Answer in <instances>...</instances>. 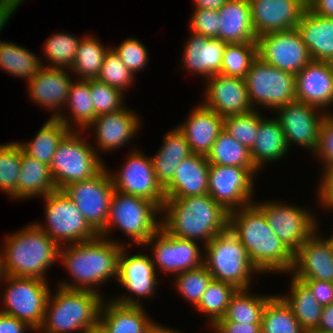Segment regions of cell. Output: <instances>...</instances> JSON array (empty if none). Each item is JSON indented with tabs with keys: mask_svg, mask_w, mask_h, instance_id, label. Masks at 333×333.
<instances>
[{
	"mask_svg": "<svg viewBox=\"0 0 333 333\" xmlns=\"http://www.w3.org/2000/svg\"><path fill=\"white\" fill-rule=\"evenodd\" d=\"M228 228L243 244L251 263L261 274H289L293 254L272 231L264 212L255 202L229 212Z\"/></svg>",
	"mask_w": 333,
	"mask_h": 333,
	"instance_id": "1",
	"label": "cell"
},
{
	"mask_svg": "<svg viewBox=\"0 0 333 333\" xmlns=\"http://www.w3.org/2000/svg\"><path fill=\"white\" fill-rule=\"evenodd\" d=\"M123 245L119 241L98 235L89 241L61 246L59 260L73 279L58 285L99 293V284L106 283L111 278H116L117 281L118 258Z\"/></svg>",
	"mask_w": 333,
	"mask_h": 333,
	"instance_id": "2",
	"label": "cell"
},
{
	"mask_svg": "<svg viewBox=\"0 0 333 333\" xmlns=\"http://www.w3.org/2000/svg\"><path fill=\"white\" fill-rule=\"evenodd\" d=\"M161 214V226L170 235L195 242L203 240L204 247L229 225V212L209 194L166 198Z\"/></svg>",
	"mask_w": 333,
	"mask_h": 333,
	"instance_id": "3",
	"label": "cell"
},
{
	"mask_svg": "<svg viewBox=\"0 0 333 333\" xmlns=\"http://www.w3.org/2000/svg\"><path fill=\"white\" fill-rule=\"evenodd\" d=\"M4 242L0 251H4L3 267L8 276L46 280V270L59 260L60 247L34 222L7 235Z\"/></svg>",
	"mask_w": 333,
	"mask_h": 333,
	"instance_id": "4",
	"label": "cell"
},
{
	"mask_svg": "<svg viewBox=\"0 0 333 333\" xmlns=\"http://www.w3.org/2000/svg\"><path fill=\"white\" fill-rule=\"evenodd\" d=\"M50 291L40 333H87L99 326L101 293L57 287Z\"/></svg>",
	"mask_w": 333,
	"mask_h": 333,
	"instance_id": "5",
	"label": "cell"
},
{
	"mask_svg": "<svg viewBox=\"0 0 333 333\" xmlns=\"http://www.w3.org/2000/svg\"><path fill=\"white\" fill-rule=\"evenodd\" d=\"M158 214L161 215V209L153 201L114 190L107 224L99 235L111 240L110 231L115 227L132 243L143 246L161 227Z\"/></svg>",
	"mask_w": 333,
	"mask_h": 333,
	"instance_id": "6",
	"label": "cell"
},
{
	"mask_svg": "<svg viewBox=\"0 0 333 333\" xmlns=\"http://www.w3.org/2000/svg\"><path fill=\"white\" fill-rule=\"evenodd\" d=\"M204 248L203 265L213 280L230 283L237 289L251 288L252 274L260 272L251 263L243 244L229 228L215 236Z\"/></svg>",
	"mask_w": 333,
	"mask_h": 333,
	"instance_id": "7",
	"label": "cell"
},
{
	"mask_svg": "<svg viewBox=\"0 0 333 333\" xmlns=\"http://www.w3.org/2000/svg\"><path fill=\"white\" fill-rule=\"evenodd\" d=\"M79 134L77 130H71L52 157L50 172L57 190L88 180L106 167L94 147Z\"/></svg>",
	"mask_w": 333,
	"mask_h": 333,
	"instance_id": "8",
	"label": "cell"
},
{
	"mask_svg": "<svg viewBox=\"0 0 333 333\" xmlns=\"http://www.w3.org/2000/svg\"><path fill=\"white\" fill-rule=\"evenodd\" d=\"M42 198L45 202V226L34 223L59 247L65 246L68 242L70 245L89 241L99 235L62 190H56Z\"/></svg>",
	"mask_w": 333,
	"mask_h": 333,
	"instance_id": "9",
	"label": "cell"
},
{
	"mask_svg": "<svg viewBox=\"0 0 333 333\" xmlns=\"http://www.w3.org/2000/svg\"><path fill=\"white\" fill-rule=\"evenodd\" d=\"M2 281L7 283V288L1 299L5 307L0 312L14 316L37 332L42 325L50 295L48 282L34 277L8 275Z\"/></svg>",
	"mask_w": 333,
	"mask_h": 333,
	"instance_id": "10",
	"label": "cell"
},
{
	"mask_svg": "<svg viewBox=\"0 0 333 333\" xmlns=\"http://www.w3.org/2000/svg\"><path fill=\"white\" fill-rule=\"evenodd\" d=\"M249 102L277 109L296 100V75L280 70L257 57L244 77Z\"/></svg>",
	"mask_w": 333,
	"mask_h": 333,
	"instance_id": "11",
	"label": "cell"
},
{
	"mask_svg": "<svg viewBox=\"0 0 333 333\" xmlns=\"http://www.w3.org/2000/svg\"><path fill=\"white\" fill-rule=\"evenodd\" d=\"M108 168L96 176L64 187L62 191L77 206L89 225L100 234L106 227L114 185Z\"/></svg>",
	"mask_w": 333,
	"mask_h": 333,
	"instance_id": "12",
	"label": "cell"
},
{
	"mask_svg": "<svg viewBox=\"0 0 333 333\" xmlns=\"http://www.w3.org/2000/svg\"><path fill=\"white\" fill-rule=\"evenodd\" d=\"M255 204L264 212L268 225L292 254L318 230L315 216L304 207L277 201Z\"/></svg>",
	"mask_w": 333,
	"mask_h": 333,
	"instance_id": "13",
	"label": "cell"
},
{
	"mask_svg": "<svg viewBox=\"0 0 333 333\" xmlns=\"http://www.w3.org/2000/svg\"><path fill=\"white\" fill-rule=\"evenodd\" d=\"M256 43L262 61L293 75L312 60L296 28L263 34Z\"/></svg>",
	"mask_w": 333,
	"mask_h": 333,
	"instance_id": "14",
	"label": "cell"
},
{
	"mask_svg": "<svg viewBox=\"0 0 333 333\" xmlns=\"http://www.w3.org/2000/svg\"><path fill=\"white\" fill-rule=\"evenodd\" d=\"M254 175L237 166L209 165L208 194L228 212L254 203Z\"/></svg>",
	"mask_w": 333,
	"mask_h": 333,
	"instance_id": "15",
	"label": "cell"
},
{
	"mask_svg": "<svg viewBox=\"0 0 333 333\" xmlns=\"http://www.w3.org/2000/svg\"><path fill=\"white\" fill-rule=\"evenodd\" d=\"M151 246L155 270L177 275L203 265V254L198 243L170 235L162 226L143 245ZM153 246V247H152Z\"/></svg>",
	"mask_w": 333,
	"mask_h": 333,
	"instance_id": "16",
	"label": "cell"
},
{
	"mask_svg": "<svg viewBox=\"0 0 333 333\" xmlns=\"http://www.w3.org/2000/svg\"><path fill=\"white\" fill-rule=\"evenodd\" d=\"M131 151L120 171L110 173L115 190L151 200L162 209L166 198L156 180L151 157L137 148Z\"/></svg>",
	"mask_w": 333,
	"mask_h": 333,
	"instance_id": "17",
	"label": "cell"
},
{
	"mask_svg": "<svg viewBox=\"0 0 333 333\" xmlns=\"http://www.w3.org/2000/svg\"><path fill=\"white\" fill-rule=\"evenodd\" d=\"M275 111L277 115L274 118L285 134L288 147L295 143L314 154L318 147L320 126L326 113L297 100L280 106Z\"/></svg>",
	"mask_w": 333,
	"mask_h": 333,
	"instance_id": "18",
	"label": "cell"
},
{
	"mask_svg": "<svg viewBox=\"0 0 333 333\" xmlns=\"http://www.w3.org/2000/svg\"><path fill=\"white\" fill-rule=\"evenodd\" d=\"M126 249L127 247L124 245L119 254L117 281L121 287L123 286L125 290L129 291V294L111 299L124 305H141L140 297L145 299L154 296L158 276H156V270L149 255L140 253L129 256Z\"/></svg>",
	"mask_w": 333,
	"mask_h": 333,
	"instance_id": "19",
	"label": "cell"
},
{
	"mask_svg": "<svg viewBox=\"0 0 333 333\" xmlns=\"http://www.w3.org/2000/svg\"><path fill=\"white\" fill-rule=\"evenodd\" d=\"M205 80V99L201 104L206 108L223 118L253 110L244 79L216 74Z\"/></svg>",
	"mask_w": 333,
	"mask_h": 333,
	"instance_id": "20",
	"label": "cell"
},
{
	"mask_svg": "<svg viewBox=\"0 0 333 333\" xmlns=\"http://www.w3.org/2000/svg\"><path fill=\"white\" fill-rule=\"evenodd\" d=\"M257 37L297 27L307 8L305 0H249Z\"/></svg>",
	"mask_w": 333,
	"mask_h": 333,
	"instance_id": "21",
	"label": "cell"
},
{
	"mask_svg": "<svg viewBox=\"0 0 333 333\" xmlns=\"http://www.w3.org/2000/svg\"><path fill=\"white\" fill-rule=\"evenodd\" d=\"M317 230L293 254V277L299 280L333 282V248ZM319 235V236H318Z\"/></svg>",
	"mask_w": 333,
	"mask_h": 333,
	"instance_id": "22",
	"label": "cell"
},
{
	"mask_svg": "<svg viewBox=\"0 0 333 333\" xmlns=\"http://www.w3.org/2000/svg\"><path fill=\"white\" fill-rule=\"evenodd\" d=\"M296 100L331 114L333 67L331 62L311 60L296 74Z\"/></svg>",
	"mask_w": 333,
	"mask_h": 333,
	"instance_id": "23",
	"label": "cell"
},
{
	"mask_svg": "<svg viewBox=\"0 0 333 333\" xmlns=\"http://www.w3.org/2000/svg\"><path fill=\"white\" fill-rule=\"evenodd\" d=\"M67 72L65 68L43 67L31 80L26 81L33 102L41 108L45 106V110H54L51 118H59L63 113L61 107L66 106L69 89L73 83L72 75L69 76Z\"/></svg>",
	"mask_w": 333,
	"mask_h": 333,
	"instance_id": "24",
	"label": "cell"
},
{
	"mask_svg": "<svg viewBox=\"0 0 333 333\" xmlns=\"http://www.w3.org/2000/svg\"><path fill=\"white\" fill-rule=\"evenodd\" d=\"M140 117L127 107L113 112L98 115L88 126L95 131L97 145L102 151L117 150L128 143L141 130Z\"/></svg>",
	"mask_w": 333,
	"mask_h": 333,
	"instance_id": "25",
	"label": "cell"
},
{
	"mask_svg": "<svg viewBox=\"0 0 333 333\" xmlns=\"http://www.w3.org/2000/svg\"><path fill=\"white\" fill-rule=\"evenodd\" d=\"M207 156L191 154L177 166L172 180L163 188L165 198H185L208 194Z\"/></svg>",
	"mask_w": 333,
	"mask_h": 333,
	"instance_id": "26",
	"label": "cell"
},
{
	"mask_svg": "<svg viewBox=\"0 0 333 333\" xmlns=\"http://www.w3.org/2000/svg\"><path fill=\"white\" fill-rule=\"evenodd\" d=\"M226 42L191 32L184 44L182 67L206 79L220 74Z\"/></svg>",
	"mask_w": 333,
	"mask_h": 333,
	"instance_id": "27",
	"label": "cell"
},
{
	"mask_svg": "<svg viewBox=\"0 0 333 333\" xmlns=\"http://www.w3.org/2000/svg\"><path fill=\"white\" fill-rule=\"evenodd\" d=\"M178 128L185 135L192 153L207 156L224 129V118L199 104Z\"/></svg>",
	"mask_w": 333,
	"mask_h": 333,
	"instance_id": "28",
	"label": "cell"
},
{
	"mask_svg": "<svg viewBox=\"0 0 333 333\" xmlns=\"http://www.w3.org/2000/svg\"><path fill=\"white\" fill-rule=\"evenodd\" d=\"M296 29L312 60H333V18L317 15L307 7Z\"/></svg>",
	"mask_w": 333,
	"mask_h": 333,
	"instance_id": "29",
	"label": "cell"
},
{
	"mask_svg": "<svg viewBox=\"0 0 333 333\" xmlns=\"http://www.w3.org/2000/svg\"><path fill=\"white\" fill-rule=\"evenodd\" d=\"M152 322L142 305H124L114 300L102 302L99 327L105 333H145Z\"/></svg>",
	"mask_w": 333,
	"mask_h": 333,
	"instance_id": "30",
	"label": "cell"
},
{
	"mask_svg": "<svg viewBox=\"0 0 333 333\" xmlns=\"http://www.w3.org/2000/svg\"><path fill=\"white\" fill-rule=\"evenodd\" d=\"M218 13V39L226 43L256 42L249 0H228Z\"/></svg>",
	"mask_w": 333,
	"mask_h": 333,
	"instance_id": "31",
	"label": "cell"
},
{
	"mask_svg": "<svg viewBox=\"0 0 333 333\" xmlns=\"http://www.w3.org/2000/svg\"><path fill=\"white\" fill-rule=\"evenodd\" d=\"M259 112V128L250 150L252 162L260 171L266 163L278 161L290 149L287 145L285 134L275 118H263Z\"/></svg>",
	"mask_w": 333,
	"mask_h": 333,
	"instance_id": "32",
	"label": "cell"
},
{
	"mask_svg": "<svg viewBox=\"0 0 333 333\" xmlns=\"http://www.w3.org/2000/svg\"><path fill=\"white\" fill-rule=\"evenodd\" d=\"M191 154L186 137L178 127L164 135L162 146L151 157L156 180L162 188L172 180L178 164Z\"/></svg>",
	"mask_w": 333,
	"mask_h": 333,
	"instance_id": "33",
	"label": "cell"
},
{
	"mask_svg": "<svg viewBox=\"0 0 333 333\" xmlns=\"http://www.w3.org/2000/svg\"><path fill=\"white\" fill-rule=\"evenodd\" d=\"M50 166L21 151V168L17 182V199L44 197L56 191Z\"/></svg>",
	"mask_w": 333,
	"mask_h": 333,
	"instance_id": "34",
	"label": "cell"
},
{
	"mask_svg": "<svg viewBox=\"0 0 333 333\" xmlns=\"http://www.w3.org/2000/svg\"><path fill=\"white\" fill-rule=\"evenodd\" d=\"M290 295L278 294L292 310L302 329L307 332L317 330L323 306L313 296L311 289L302 281L292 276Z\"/></svg>",
	"mask_w": 333,
	"mask_h": 333,
	"instance_id": "35",
	"label": "cell"
},
{
	"mask_svg": "<svg viewBox=\"0 0 333 333\" xmlns=\"http://www.w3.org/2000/svg\"><path fill=\"white\" fill-rule=\"evenodd\" d=\"M71 131L58 118H50L29 142L18 144L28 156L50 166L60 142Z\"/></svg>",
	"mask_w": 333,
	"mask_h": 333,
	"instance_id": "36",
	"label": "cell"
},
{
	"mask_svg": "<svg viewBox=\"0 0 333 333\" xmlns=\"http://www.w3.org/2000/svg\"><path fill=\"white\" fill-rule=\"evenodd\" d=\"M70 86L66 108L72 116H66V113H61L58 118L69 129L74 130L71 119L77 124L79 132L86 131L88 126L97 117L93 105V99L90 95L89 79H76ZM68 106V107H67ZM70 119V120H68ZM71 122V125H70Z\"/></svg>",
	"mask_w": 333,
	"mask_h": 333,
	"instance_id": "37",
	"label": "cell"
},
{
	"mask_svg": "<svg viewBox=\"0 0 333 333\" xmlns=\"http://www.w3.org/2000/svg\"><path fill=\"white\" fill-rule=\"evenodd\" d=\"M44 64L29 49L0 40V69L25 80H31Z\"/></svg>",
	"mask_w": 333,
	"mask_h": 333,
	"instance_id": "38",
	"label": "cell"
},
{
	"mask_svg": "<svg viewBox=\"0 0 333 333\" xmlns=\"http://www.w3.org/2000/svg\"><path fill=\"white\" fill-rule=\"evenodd\" d=\"M207 160L210 164L247 168L254 176L259 171L252 162L250 150L224 129L216 138Z\"/></svg>",
	"mask_w": 333,
	"mask_h": 333,
	"instance_id": "39",
	"label": "cell"
},
{
	"mask_svg": "<svg viewBox=\"0 0 333 333\" xmlns=\"http://www.w3.org/2000/svg\"><path fill=\"white\" fill-rule=\"evenodd\" d=\"M102 44L100 40H97L91 34L82 37L78 44L74 63L70 70H68L69 73L73 72L78 79L87 80L97 78L100 74L105 55L110 49Z\"/></svg>",
	"mask_w": 333,
	"mask_h": 333,
	"instance_id": "40",
	"label": "cell"
},
{
	"mask_svg": "<svg viewBox=\"0 0 333 333\" xmlns=\"http://www.w3.org/2000/svg\"><path fill=\"white\" fill-rule=\"evenodd\" d=\"M250 289H238L231 297L224 317L218 321L261 323L267 301L273 296L251 294Z\"/></svg>",
	"mask_w": 333,
	"mask_h": 333,
	"instance_id": "41",
	"label": "cell"
},
{
	"mask_svg": "<svg viewBox=\"0 0 333 333\" xmlns=\"http://www.w3.org/2000/svg\"><path fill=\"white\" fill-rule=\"evenodd\" d=\"M262 333H305L292 310L279 295H273L264 306Z\"/></svg>",
	"mask_w": 333,
	"mask_h": 333,
	"instance_id": "42",
	"label": "cell"
},
{
	"mask_svg": "<svg viewBox=\"0 0 333 333\" xmlns=\"http://www.w3.org/2000/svg\"><path fill=\"white\" fill-rule=\"evenodd\" d=\"M237 290L230 283L212 280L195 309L209 316L208 323L212 327L224 317L230 299Z\"/></svg>",
	"mask_w": 333,
	"mask_h": 333,
	"instance_id": "43",
	"label": "cell"
},
{
	"mask_svg": "<svg viewBox=\"0 0 333 333\" xmlns=\"http://www.w3.org/2000/svg\"><path fill=\"white\" fill-rule=\"evenodd\" d=\"M257 57L256 42L227 43L220 74L244 79Z\"/></svg>",
	"mask_w": 333,
	"mask_h": 333,
	"instance_id": "44",
	"label": "cell"
},
{
	"mask_svg": "<svg viewBox=\"0 0 333 333\" xmlns=\"http://www.w3.org/2000/svg\"><path fill=\"white\" fill-rule=\"evenodd\" d=\"M81 37H76L68 33H56L50 36L44 44V55L48 66L46 68L70 69L76 58V52Z\"/></svg>",
	"mask_w": 333,
	"mask_h": 333,
	"instance_id": "45",
	"label": "cell"
},
{
	"mask_svg": "<svg viewBox=\"0 0 333 333\" xmlns=\"http://www.w3.org/2000/svg\"><path fill=\"white\" fill-rule=\"evenodd\" d=\"M22 148L18 142L0 145V191L17 199V182Z\"/></svg>",
	"mask_w": 333,
	"mask_h": 333,
	"instance_id": "46",
	"label": "cell"
},
{
	"mask_svg": "<svg viewBox=\"0 0 333 333\" xmlns=\"http://www.w3.org/2000/svg\"><path fill=\"white\" fill-rule=\"evenodd\" d=\"M174 286L177 292L184 297L185 300L191 302V305L196 307L208 285L213 280L212 275L206 269L204 265L196 268L187 270L174 275Z\"/></svg>",
	"mask_w": 333,
	"mask_h": 333,
	"instance_id": "47",
	"label": "cell"
},
{
	"mask_svg": "<svg viewBox=\"0 0 333 333\" xmlns=\"http://www.w3.org/2000/svg\"><path fill=\"white\" fill-rule=\"evenodd\" d=\"M257 107L250 112L224 117V130L249 150L254 146L259 128Z\"/></svg>",
	"mask_w": 333,
	"mask_h": 333,
	"instance_id": "48",
	"label": "cell"
},
{
	"mask_svg": "<svg viewBox=\"0 0 333 333\" xmlns=\"http://www.w3.org/2000/svg\"><path fill=\"white\" fill-rule=\"evenodd\" d=\"M135 76L120 60L119 55L110 47L103 65L101 66L100 74L97 79L105 84L119 89L121 92L127 91L126 88H131ZM130 86V87H129Z\"/></svg>",
	"mask_w": 333,
	"mask_h": 333,
	"instance_id": "49",
	"label": "cell"
},
{
	"mask_svg": "<svg viewBox=\"0 0 333 333\" xmlns=\"http://www.w3.org/2000/svg\"><path fill=\"white\" fill-rule=\"evenodd\" d=\"M89 89L97 116L116 112L125 106L124 92L99 81L97 78L89 79Z\"/></svg>",
	"mask_w": 333,
	"mask_h": 333,
	"instance_id": "50",
	"label": "cell"
},
{
	"mask_svg": "<svg viewBox=\"0 0 333 333\" xmlns=\"http://www.w3.org/2000/svg\"><path fill=\"white\" fill-rule=\"evenodd\" d=\"M120 60L133 75L142 70L149 61L148 50L136 38L125 39L119 46L113 48Z\"/></svg>",
	"mask_w": 333,
	"mask_h": 333,
	"instance_id": "51",
	"label": "cell"
},
{
	"mask_svg": "<svg viewBox=\"0 0 333 333\" xmlns=\"http://www.w3.org/2000/svg\"><path fill=\"white\" fill-rule=\"evenodd\" d=\"M219 13L217 10L194 9L189 23V29L210 39L219 36Z\"/></svg>",
	"mask_w": 333,
	"mask_h": 333,
	"instance_id": "52",
	"label": "cell"
},
{
	"mask_svg": "<svg viewBox=\"0 0 333 333\" xmlns=\"http://www.w3.org/2000/svg\"><path fill=\"white\" fill-rule=\"evenodd\" d=\"M314 154L325 164L324 168L333 165V113L326 114L321 123L318 147Z\"/></svg>",
	"mask_w": 333,
	"mask_h": 333,
	"instance_id": "53",
	"label": "cell"
},
{
	"mask_svg": "<svg viewBox=\"0 0 333 333\" xmlns=\"http://www.w3.org/2000/svg\"><path fill=\"white\" fill-rule=\"evenodd\" d=\"M323 173L320 178L317 195L320 200L321 207L333 211V165L323 168Z\"/></svg>",
	"mask_w": 333,
	"mask_h": 333,
	"instance_id": "54",
	"label": "cell"
},
{
	"mask_svg": "<svg viewBox=\"0 0 333 333\" xmlns=\"http://www.w3.org/2000/svg\"><path fill=\"white\" fill-rule=\"evenodd\" d=\"M302 281L311 289L313 296L322 306L333 304V282L317 279Z\"/></svg>",
	"mask_w": 333,
	"mask_h": 333,
	"instance_id": "55",
	"label": "cell"
},
{
	"mask_svg": "<svg viewBox=\"0 0 333 333\" xmlns=\"http://www.w3.org/2000/svg\"><path fill=\"white\" fill-rule=\"evenodd\" d=\"M211 328L215 333H260L261 323L217 321Z\"/></svg>",
	"mask_w": 333,
	"mask_h": 333,
	"instance_id": "56",
	"label": "cell"
},
{
	"mask_svg": "<svg viewBox=\"0 0 333 333\" xmlns=\"http://www.w3.org/2000/svg\"><path fill=\"white\" fill-rule=\"evenodd\" d=\"M28 329L33 330L25 322L0 312V333H25Z\"/></svg>",
	"mask_w": 333,
	"mask_h": 333,
	"instance_id": "57",
	"label": "cell"
},
{
	"mask_svg": "<svg viewBox=\"0 0 333 333\" xmlns=\"http://www.w3.org/2000/svg\"><path fill=\"white\" fill-rule=\"evenodd\" d=\"M308 8L317 15L333 18V0H314Z\"/></svg>",
	"mask_w": 333,
	"mask_h": 333,
	"instance_id": "58",
	"label": "cell"
},
{
	"mask_svg": "<svg viewBox=\"0 0 333 333\" xmlns=\"http://www.w3.org/2000/svg\"><path fill=\"white\" fill-rule=\"evenodd\" d=\"M318 331L333 333V304L323 306Z\"/></svg>",
	"mask_w": 333,
	"mask_h": 333,
	"instance_id": "59",
	"label": "cell"
},
{
	"mask_svg": "<svg viewBox=\"0 0 333 333\" xmlns=\"http://www.w3.org/2000/svg\"><path fill=\"white\" fill-rule=\"evenodd\" d=\"M19 7L12 0H0V32L5 27L6 22Z\"/></svg>",
	"mask_w": 333,
	"mask_h": 333,
	"instance_id": "60",
	"label": "cell"
},
{
	"mask_svg": "<svg viewBox=\"0 0 333 333\" xmlns=\"http://www.w3.org/2000/svg\"><path fill=\"white\" fill-rule=\"evenodd\" d=\"M228 0H194V9L219 10Z\"/></svg>",
	"mask_w": 333,
	"mask_h": 333,
	"instance_id": "61",
	"label": "cell"
},
{
	"mask_svg": "<svg viewBox=\"0 0 333 333\" xmlns=\"http://www.w3.org/2000/svg\"><path fill=\"white\" fill-rule=\"evenodd\" d=\"M173 328H167L160 323L152 322V324L147 328L145 333H180Z\"/></svg>",
	"mask_w": 333,
	"mask_h": 333,
	"instance_id": "62",
	"label": "cell"
},
{
	"mask_svg": "<svg viewBox=\"0 0 333 333\" xmlns=\"http://www.w3.org/2000/svg\"><path fill=\"white\" fill-rule=\"evenodd\" d=\"M5 277L4 267H3V256L2 251L0 252V282L3 284V279ZM1 284V283H0Z\"/></svg>",
	"mask_w": 333,
	"mask_h": 333,
	"instance_id": "63",
	"label": "cell"
},
{
	"mask_svg": "<svg viewBox=\"0 0 333 333\" xmlns=\"http://www.w3.org/2000/svg\"><path fill=\"white\" fill-rule=\"evenodd\" d=\"M87 333H105L104 331H103V329L101 328V327H96V328H94V329H91L89 332H87Z\"/></svg>",
	"mask_w": 333,
	"mask_h": 333,
	"instance_id": "64",
	"label": "cell"
},
{
	"mask_svg": "<svg viewBox=\"0 0 333 333\" xmlns=\"http://www.w3.org/2000/svg\"><path fill=\"white\" fill-rule=\"evenodd\" d=\"M305 333H325V332H321V331H318V330H310V331H307Z\"/></svg>",
	"mask_w": 333,
	"mask_h": 333,
	"instance_id": "65",
	"label": "cell"
},
{
	"mask_svg": "<svg viewBox=\"0 0 333 333\" xmlns=\"http://www.w3.org/2000/svg\"><path fill=\"white\" fill-rule=\"evenodd\" d=\"M329 237L327 239L329 240V242L331 243L332 248H333V234L331 236H329Z\"/></svg>",
	"mask_w": 333,
	"mask_h": 333,
	"instance_id": "66",
	"label": "cell"
},
{
	"mask_svg": "<svg viewBox=\"0 0 333 333\" xmlns=\"http://www.w3.org/2000/svg\"><path fill=\"white\" fill-rule=\"evenodd\" d=\"M12 1L19 6L24 0H12Z\"/></svg>",
	"mask_w": 333,
	"mask_h": 333,
	"instance_id": "67",
	"label": "cell"
},
{
	"mask_svg": "<svg viewBox=\"0 0 333 333\" xmlns=\"http://www.w3.org/2000/svg\"><path fill=\"white\" fill-rule=\"evenodd\" d=\"M306 1V4H307V7L314 1V0H305Z\"/></svg>",
	"mask_w": 333,
	"mask_h": 333,
	"instance_id": "68",
	"label": "cell"
}]
</instances>
